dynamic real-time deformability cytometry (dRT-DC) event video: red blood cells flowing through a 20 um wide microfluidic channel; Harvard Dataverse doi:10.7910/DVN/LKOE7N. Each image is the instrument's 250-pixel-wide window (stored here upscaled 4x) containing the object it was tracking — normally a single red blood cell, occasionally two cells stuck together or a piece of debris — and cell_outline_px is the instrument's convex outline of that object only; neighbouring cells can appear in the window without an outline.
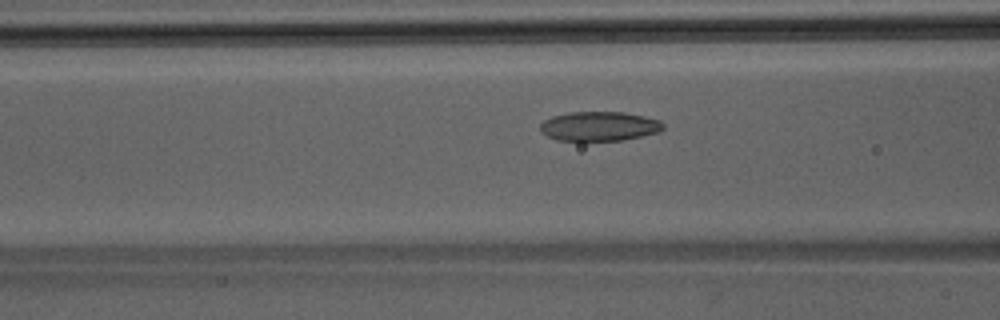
{"species": "Egyptian fruit bat (a non-hibernating species)", "species_latin": "Rousettus aegyptiacus", "temperature_condition": "room temperature", "stored_images_in_passage": 39, "camera_frame_rate_fps": 3000, "um_per_image_px": 0.085, "animal": {"sex": "male"}, "frame": {"image": 1, "passage_image": 11, "time_ms": 3.333, "image_size_px": [1000, 320], "cell_outline_px": [[664, 128], [660, 132], [624, 140], [556, 140], [540, 132], [540, 124], [544, 120], [552, 116], [568, 112], [624, 112], [644, 116], [660, 120], [664, 124]], "centroid_in_image_um": [50.95, 10.72], "position_along_channel_um": 115.7, "area_um2": 21.15}}
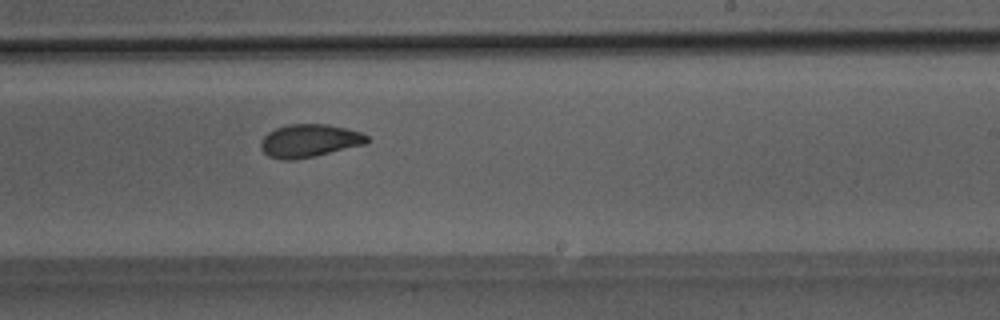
{"frame": {"image": 2, "passage_image": 21, "time_ms": 6.667, "image_size_px": [1000, 320], "cell_outline_px": [[368, 144], [312, 156], [292, 160], [280, 160], [268, 156], [260, 148], [260, 140], [268, 132], [276, 128], [288, 124], [328, 124], [360, 132], [368, 136]], "centroid_in_image_um": [26.27, 11.96], "position_along_channel_um": 262.7, "area_um2": 20.4}}
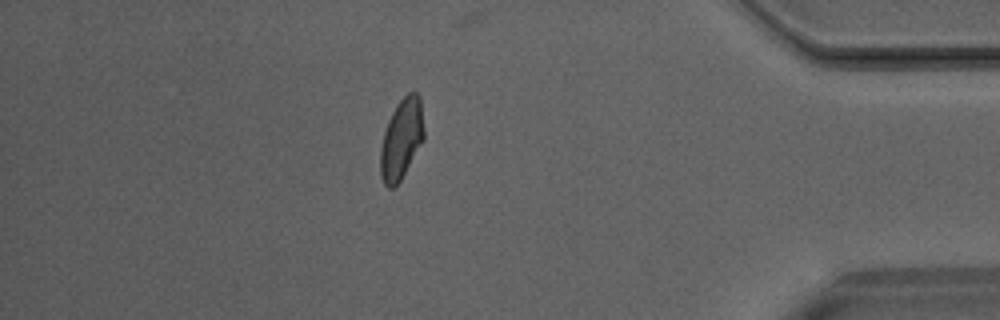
{"frame": {"image": 3, "passage_image": 33, "time_ms": 10.667, "image_size_px": [1000, 320], "cell_outline_px": [[424, 140], [400, 180], [392, 188], [388, 188], [384, 184], [380, 176], [380, 148], [384, 132], [388, 120], [396, 104], [408, 92], [416, 92], [420, 96], [424, 128]], "centroid_in_image_um": [34.12, 11.8], "position_along_channel_um": 401.1, "area_um2": 20.46}}